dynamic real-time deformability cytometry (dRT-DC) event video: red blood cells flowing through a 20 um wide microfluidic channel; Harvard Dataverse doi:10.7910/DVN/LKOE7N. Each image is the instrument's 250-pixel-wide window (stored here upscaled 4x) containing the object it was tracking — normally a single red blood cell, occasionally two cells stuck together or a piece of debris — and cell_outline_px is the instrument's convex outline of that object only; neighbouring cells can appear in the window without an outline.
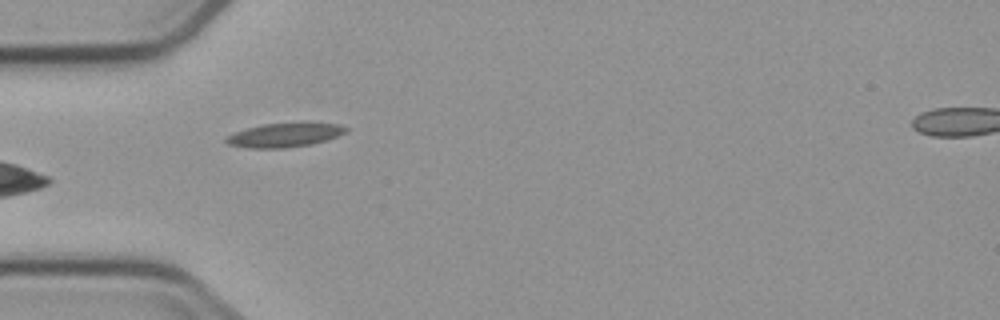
{"species": "common noctule bat (a hibernating species)", "species_latin": "Nyctalus noctula", "temperature_condition": "cold", "stored_images_in_passage": 2, "camera_frame_rate_fps": 3000, "um_per_image_px": 0.085, "animal": {"sex": "male", "body_mass_g": 23.1, "forearm_length_mm": 52.7}, "frame": {"image": 1, "passage_image": 1, "time_ms": 0.0, "image_size_px": [1000, 320], "cell_outline_px": [[348, 132], [312, 144], [284, 148], [248, 148], [228, 144], [224, 140], [228, 136], [236, 132], [248, 128], [264, 124], [300, 120], [312, 120], [340, 124], [348, 128]], "centroid_in_image_um": [24.29, 11.42], "position_along_channel_um": 60.7, "area_um2": 17.46}}
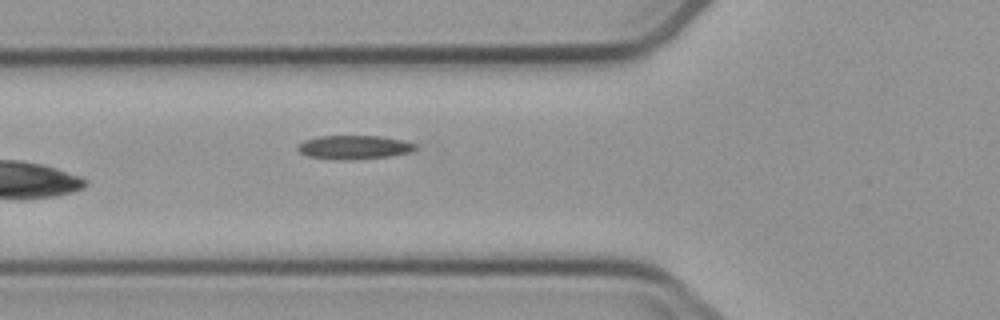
{"frame": {"image": 2, "passage_image": 2, "time_ms": 1.0, "image_size_px": [1000, 320], "cell_outline_px": [[416, 148], [408, 152], [388, 156], [308, 156], [300, 152], [296, 148], [304, 140], [316, 136], [380, 136], [400, 140], [416, 144]], "centroid_in_image_um": [30.09, 12.43], "position_along_channel_um": 95.7, "area_um2": 14.8}}